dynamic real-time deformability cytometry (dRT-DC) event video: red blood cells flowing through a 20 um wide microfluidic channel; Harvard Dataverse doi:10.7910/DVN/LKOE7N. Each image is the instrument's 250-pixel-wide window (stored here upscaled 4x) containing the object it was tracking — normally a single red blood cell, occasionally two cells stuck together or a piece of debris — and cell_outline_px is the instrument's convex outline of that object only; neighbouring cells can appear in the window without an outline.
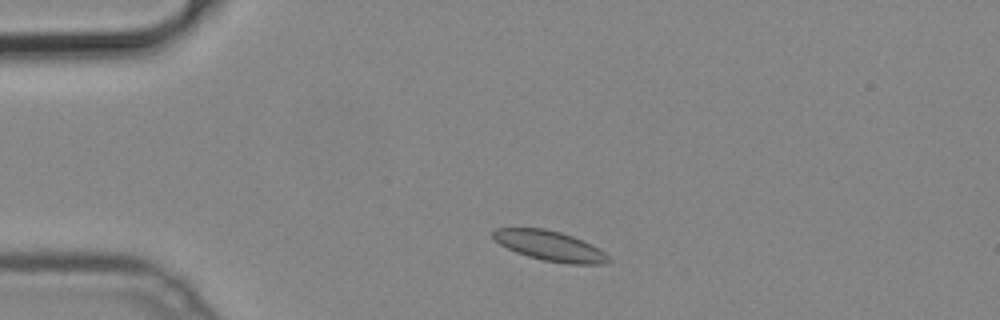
{"species": "common noctule bat (a hibernating species)", "species_latin": "Nyctalus noctula", "temperature_condition": "cold", "stored_images_in_passage": 34, "camera_frame_rate_fps": 3000, "um_per_image_px": 0.085, "animal": {"sex": "male", "body_mass_g": 19.2, "forearm_length_mm": 51.8}, "frame": {"image": 1, "passage_image": 1, "time_ms": 0.0, "image_size_px": [1000, 320], "cell_outline_px": [[612, 260], [604, 264], [568, 264], [544, 260], [528, 256], [516, 252], [500, 244], [492, 236], [492, 232], [496, 228], [544, 228], [560, 232], [572, 236], [592, 244], [600, 248]], "centroid_in_image_um": [46.77, 20.9], "position_along_channel_um": 38.2, "area_um2": 20.11}}
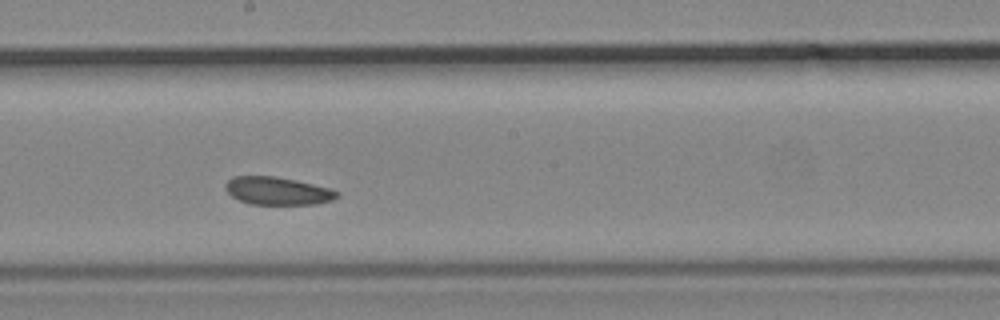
{"frame": {"image": 2, "passage_image": 18, "time_ms": 5.667, "image_size_px": [1000, 320], "cell_outline_px": [[340, 196], [332, 200], [316, 204], [248, 204], [232, 196], [224, 188], [224, 184], [232, 176], [276, 176], [296, 180], [328, 188], [340, 192]], "centroid_in_image_um": [23.58, 16.22], "position_along_channel_um": 224.6, "area_um2": 18.15}}
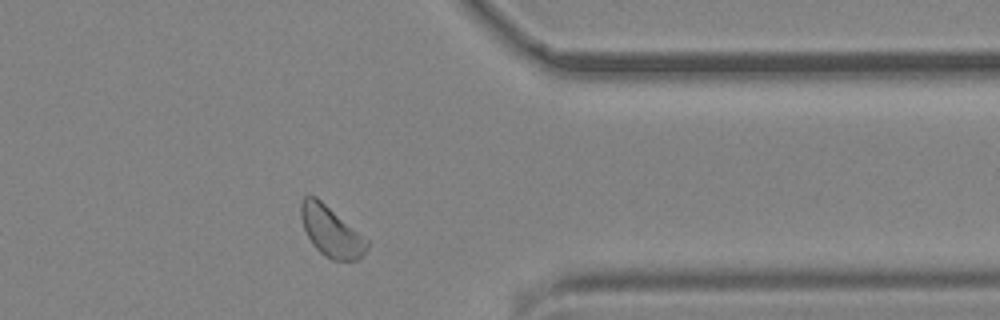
{"frame": {"image": 3, "passage_image": 31, "time_ms": 10.0, "image_size_px": [1000, 320], "cell_outline_px": [[368, 248], [356, 260], [332, 260], [324, 256], [312, 244], [304, 228], [300, 216], [300, 200], [304, 196], [316, 196], [368, 240]], "centroid_in_image_um": [28.11, 19.66], "position_along_channel_um": 383.3, "area_um2": 19.13}}